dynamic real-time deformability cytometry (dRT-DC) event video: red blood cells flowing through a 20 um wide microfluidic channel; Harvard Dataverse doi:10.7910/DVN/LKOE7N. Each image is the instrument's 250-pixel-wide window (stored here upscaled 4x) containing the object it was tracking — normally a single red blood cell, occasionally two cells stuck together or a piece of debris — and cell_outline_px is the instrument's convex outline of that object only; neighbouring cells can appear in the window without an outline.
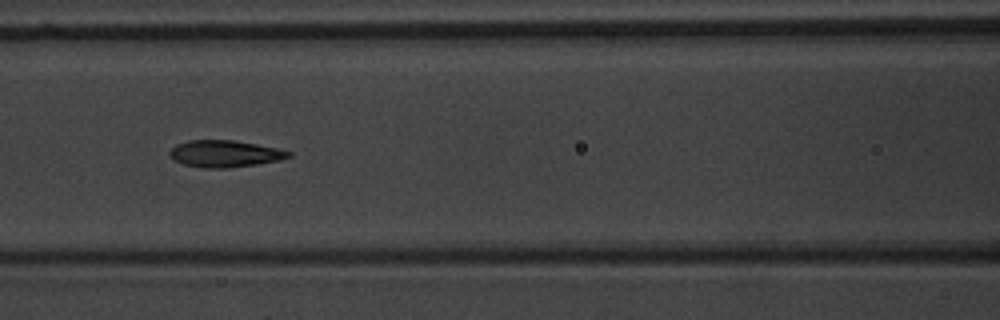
{"species": "common noctule bat (a hibernating species)", "species_latin": "Nyctalus noctula", "temperature_condition": "warm", "stored_images_in_passage": 9, "camera_frame_rate_fps": 3000, "um_per_image_px": 0.085, "animal": {"sex": "male", "body_mass_g": 20.1, "forearm_length_mm": 53.5}, "frame": {"image": 1, "passage_image": 6, "time_ms": 5.667, "image_size_px": [1000, 320], "cell_outline_px": [[292, 156], [280, 160], [256, 164], [228, 168], [204, 168], [184, 164], [172, 160], [168, 156], [168, 152], [176, 144], [188, 140], [236, 140], [276, 148], [292, 152]], "centroid_in_image_um": [19.07, 13.06], "position_along_channel_um": 147.5, "area_um2": 18.73}}
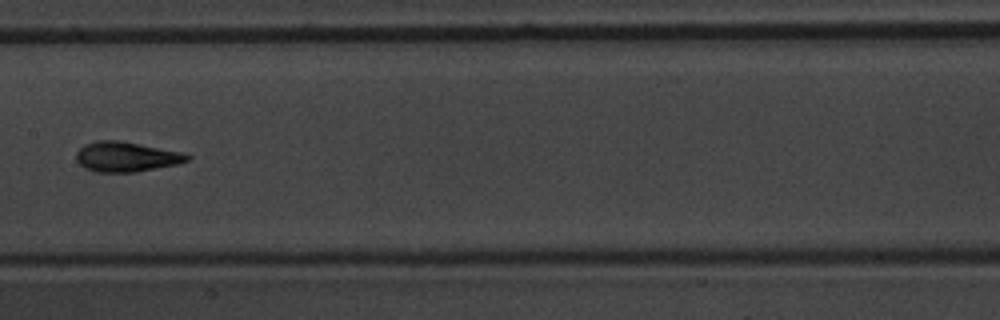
{"frame": {"image": 2, "passage_image": 7, "time_ms": 7.0, "image_size_px": [1000, 320], "cell_outline_px": [[192, 156], [188, 160], [176, 164], [136, 172], [96, 172], [84, 168], [76, 160], [76, 152], [84, 144], [96, 140], [116, 140], [184, 152]], "centroid_in_image_um": [10.71, 13.32], "position_along_channel_um": 196.7, "area_um2": 19.36}}
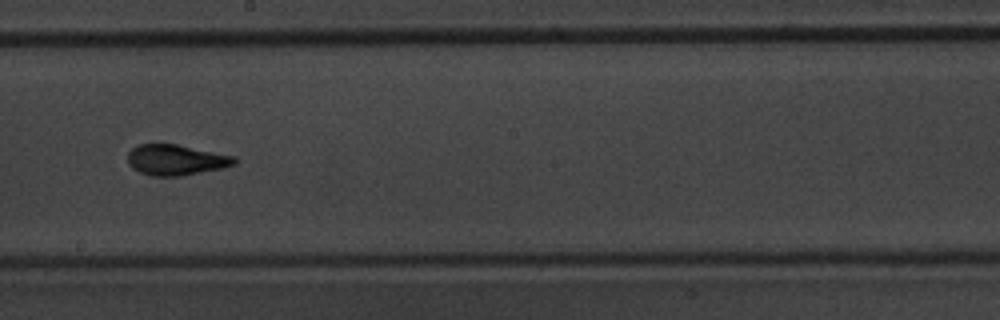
{"frame": {"image": 3, "passage_image": 8, "time_ms": 8.0, "image_size_px": [1000, 320], "cell_outline_px": [[236, 164], [224, 168], [180, 176], [152, 176], [140, 172], [132, 168], [128, 164], [128, 152], [136, 144], [176, 144], [236, 156]], "centroid_in_image_um": [14.96, 13.59], "position_along_channel_um": 233.2, "area_um2": 19.19}}